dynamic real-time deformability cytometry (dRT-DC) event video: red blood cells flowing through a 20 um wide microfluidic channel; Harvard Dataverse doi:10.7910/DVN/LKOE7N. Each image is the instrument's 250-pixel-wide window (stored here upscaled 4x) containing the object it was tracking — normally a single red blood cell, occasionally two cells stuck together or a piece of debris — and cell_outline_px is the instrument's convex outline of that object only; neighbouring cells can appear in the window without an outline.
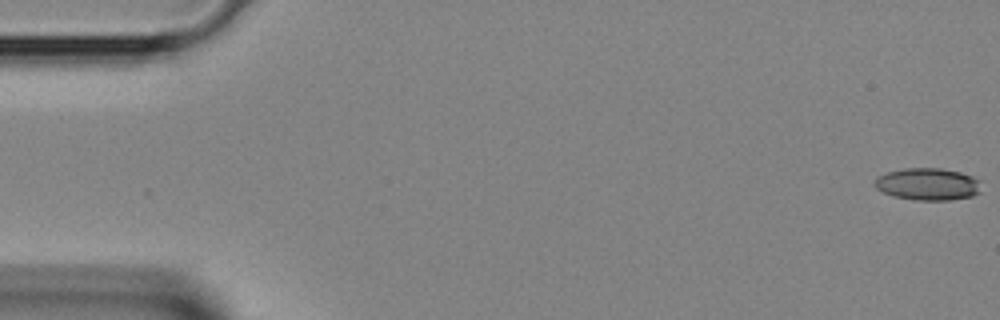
{"species": "Egyptian fruit bat (a non-hibernating species)", "species_latin": "Rousettus aegyptiacus", "temperature_condition": "room temperature", "stored_images_in_passage": 11, "camera_frame_rate_fps": 3000, "um_per_image_px": 0.085, "animal": {"sex": "female"}, "frame": {"image": 1, "passage_image": 1, "time_ms": 0.0, "image_size_px": [1000, 320], "cell_outline_px": [[980, 192], [972, 196], [948, 200], [916, 200], [896, 196], [884, 192], [876, 188], [876, 180], [880, 176], [888, 172], [904, 168], [940, 168], [960, 172], [972, 176], [980, 180]], "centroid_in_image_um": [78.92, 15.65], "position_along_channel_um": 6.1, "area_um2": 19.71}}
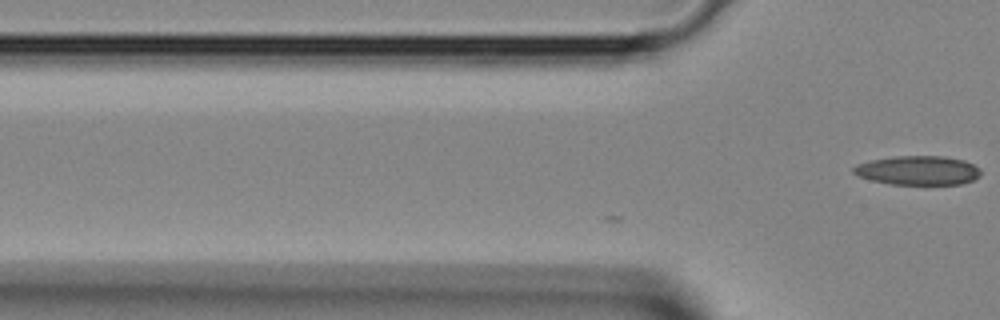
{"frame": {"image": 2, "passage_image": 11, "time_ms": 3.333, "image_size_px": [1000, 320], "cell_outline_px": [[980, 176], [972, 180], [960, 184], [888, 184], [872, 180], [860, 176], [852, 172], [852, 168], [856, 164], [872, 160], [896, 156], [944, 156], [964, 160], [980, 168]], "centroid_in_image_um": [78.03, 14.48], "position_along_channel_um": 47.8, "area_um2": 21.5}}